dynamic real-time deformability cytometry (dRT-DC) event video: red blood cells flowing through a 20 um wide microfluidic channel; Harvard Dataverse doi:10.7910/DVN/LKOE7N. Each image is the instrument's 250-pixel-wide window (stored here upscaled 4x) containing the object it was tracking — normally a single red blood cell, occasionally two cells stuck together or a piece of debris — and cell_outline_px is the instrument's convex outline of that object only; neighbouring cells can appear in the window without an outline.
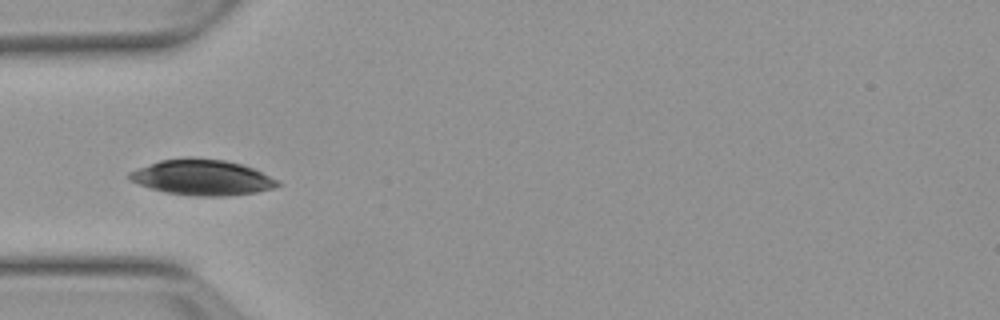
{"species": "Egyptian fruit bat (a non-hibernating species)", "species_latin": "Rousettus aegyptiacus", "temperature_condition": "warm", "stored_images_in_passage": 4, "camera_frame_rate_fps": 3000, "um_per_image_px": 0.085, "animal": {"sex": "female"}, "frame": {"image": 1, "passage_image": 1, "time_ms": 0.0, "image_size_px": [1000, 320], "cell_outline_px": [[280, 184], [272, 188], [256, 192], [224, 196], [196, 196], [164, 192], [128, 180], [128, 172], [160, 160], [184, 156], [192, 156], [224, 160], [240, 164], [252, 168], [280, 180]], "centroid_in_image_um": [17.17, 15.06], "position_along_channel_um": 67.8, "area_um2": 30.81}}
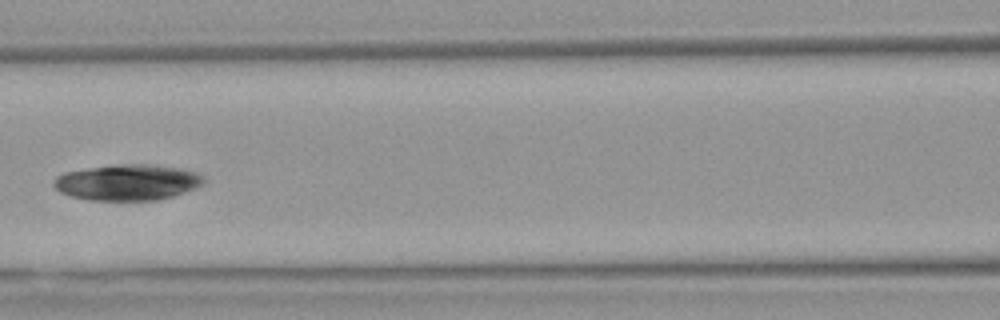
{"frame": {"image": 2, "passage_image": 3, "time_ms": 2.333, "image_size_px": [1000, 320], "cell_outline_px": [[204, 184], [172, 196], [156, 200], [88, 200], [72, 196], [60, 192], [52, 184], [52, 180], [56, 176], [64, 172], [88, 168], [124, 164], [148, 164], [180, 168], [196, 172], [204, 176]], "centroid_in_image_um": [10.81, 15.5], "position_along_channel_um": 155.8, "area_um2": 31.27}}
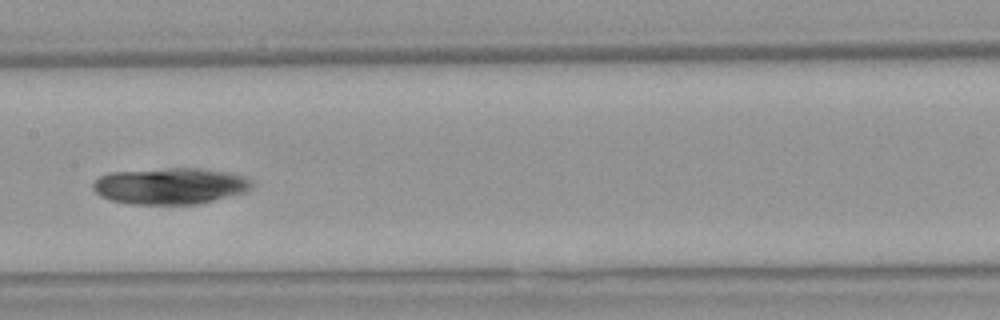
{"frame": {"image": 3, "passage_image": 4, "time_ms": 3.333, "image_size_px": [1000, 320], "cell_outline_px": [[252, 188], [248, 192], [200, 204], [132, 204], [112, 200], [100, 196], [92, 188], [92, 184], [100, 176], [108, 172], [168, 168], [200, 168], [224, 172], [244, 176], [252, 180]], "centroid_in_image_um": [14.49, 15.81], "position_along_channel_um": 192.9, "area_um2": 33.93}}